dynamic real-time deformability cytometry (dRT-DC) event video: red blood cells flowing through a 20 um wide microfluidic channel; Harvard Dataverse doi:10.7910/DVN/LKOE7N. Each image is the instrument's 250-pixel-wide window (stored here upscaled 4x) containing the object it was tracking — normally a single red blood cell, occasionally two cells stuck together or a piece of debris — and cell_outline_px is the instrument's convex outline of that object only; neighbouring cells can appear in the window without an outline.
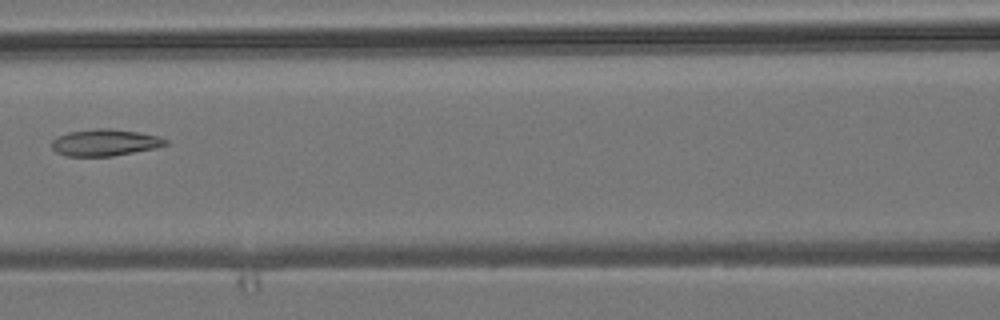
{"species": "common noctule bat (a hibernating species)", "species_latin": "Nyctalus noctula", "temperature_condition": "room temperature", "stored_images_in_passage": 3, "camera_frame_rate_fps": 3000, "um_per_image_px": 0.085, "animal": {"sex": "male", "body_mass_g": 19.2, "forearm_length_mm": 51.8}, "frame": {"image": 1, "passage_image": 3, "time_ms": 2.333, "image_size_px": [1000, 320], "cell_outline_px": [[168, 144], [156, 148], [112, 156], [68, 156], [56, 152], [52, 148], [52, 140], [68, 132], [96, 128], [108, 128], [136, 132], [160, 136], [168, 140]], "centroid_in_image_um": [8.94, 12.12], "position_along_channel_um": 157.7, "area_um2": 17.63}}